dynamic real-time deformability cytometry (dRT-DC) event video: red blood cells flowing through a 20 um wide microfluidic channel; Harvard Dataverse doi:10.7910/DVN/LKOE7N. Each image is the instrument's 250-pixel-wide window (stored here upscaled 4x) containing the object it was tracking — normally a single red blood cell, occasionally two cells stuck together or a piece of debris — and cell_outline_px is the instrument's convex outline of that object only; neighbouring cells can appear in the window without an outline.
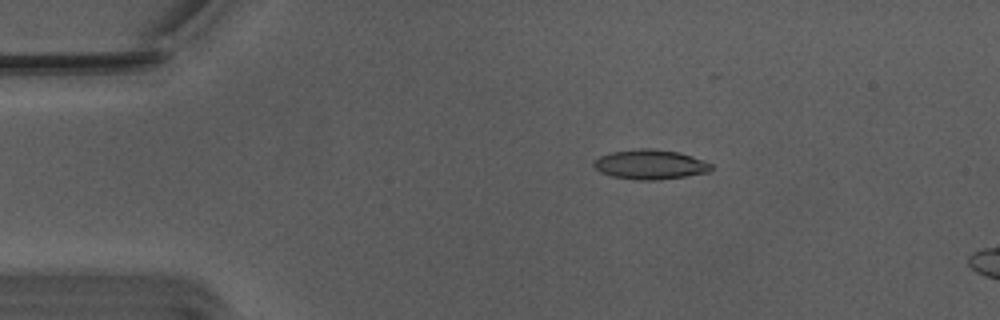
{"species": "Egyptian fruit bat (a non-hibernating species)", "species_latin": "Rousettus aegyptiacus", "temperature_condition": "warm", "stored_images_in_passage": 6, "camera_frame_rate_fps": 3000, "um_per_image_px": 0.085, "animal": {"sex": "male"}, "frame": {"image": 1, "passage_image": 1, "time_ms": 0.0, "image_size_px": [1000, 320], "cell_outline_px": [[712, 168], [708, 172], [660, 180], [636, 180], [612, 176], [600, 172], [592, 164], [592, 160], [600, 156], [612, 152], [640, 148], [648, 148], [680, 152], [704, 160], [712, 164]], "centroid_in_image_um": [55.25, 13.98], "position_along_channel_um": 29.7, "area_um2": 20.35}}